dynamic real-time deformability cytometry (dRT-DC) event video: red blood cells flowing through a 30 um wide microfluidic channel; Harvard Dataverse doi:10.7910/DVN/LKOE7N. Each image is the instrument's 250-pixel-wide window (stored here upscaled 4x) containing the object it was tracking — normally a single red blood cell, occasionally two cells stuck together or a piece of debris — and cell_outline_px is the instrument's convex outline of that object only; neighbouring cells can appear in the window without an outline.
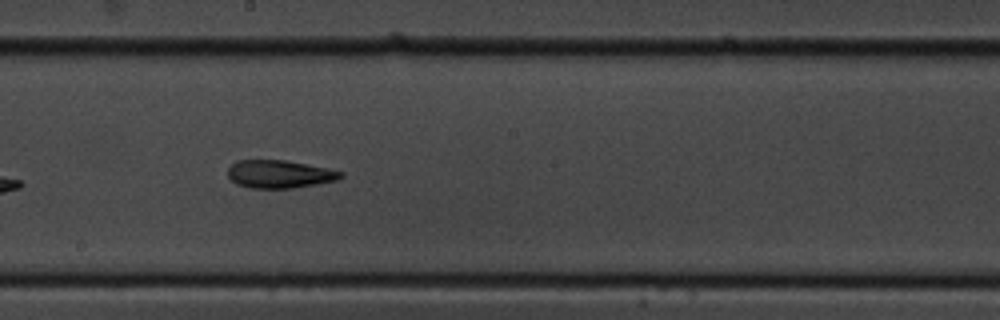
{"species": "common noctule bat (a hibernating species)", "species_latin": "Nyctalus noctula", "temperature_condition": "cold", "stored_images_in_passage": 17, "camera_frame_rate_fps": 3000, "um_per_image_px": 0.085, "animal": {"sex": "male", "body_mass_g": 19.5, "forearm_length_mm": 54.6}, "frame": {"image": 1, "passage_image": 10, "time_ms": 10.667, "image_size_px": [1000, 320], "cell_outline_px": [[344, 176], [336, 180], [316, 184], [292, 188], [248, 188], [236, 184], [228, 176], [228, 168], [236, 160], [284, 160], [328, 168], [344, 172]], "centroid_in_image_um": [23.75, 14.8], "position_along_channel_um": 224.5, "area_um2": 18.38}}
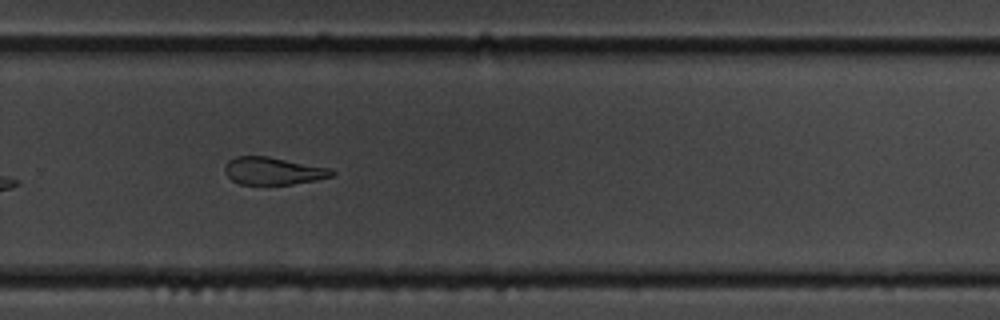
{"frame": {"image": 2, "passage_image": 12, "time_ms": 13.0, "image_size_px": [1000, 320], "cell_outline_px": [[336, 172], [332, 176], [316, 180], [292, 184], [240, 184], [232, 180], [224, 172], [224, 168], [228, 160], [236, 156], [268, 156], [332, 168]], "centroid_in_image_um": [23.23, 14.52], "position_along_channel_um": 306.6, "area_um2": 17.22}}
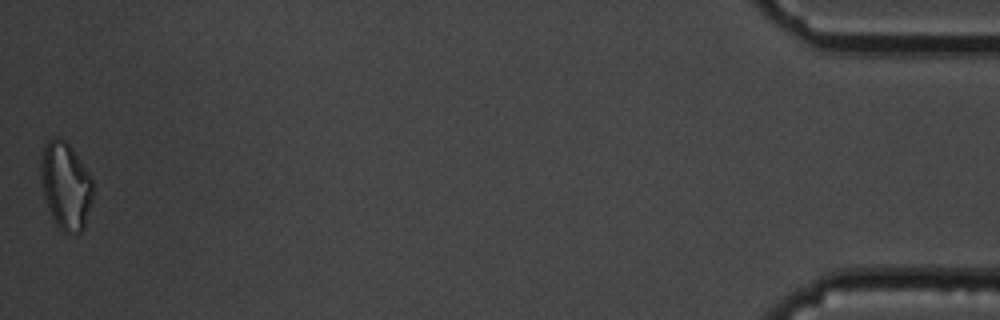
{"frame": {"image": 3, "passage_image": 17, "time_ms": 19.0, "image_size_px": [1000, 320], "cell_outline_px": [[92, 200], [84, 228], [80, 232], [64, 232], [56, 224], [48, 208], [44, 196], [40, 176], [40, 160], [44, 144], [52, 136], [56, 136], [64, 140], [72, 148], [88, 172], [92, 180]], "centroid_in_image_um": [5.56, 15.75], "position_along_channel_um": 429.6, "area_um2": 26.41}, "authors_computed_cell_mechanics": {"area_um2": 26.4146, "velocity_mm_per_s": 3.5166, "shape_relaxation_time_tau1_ms": null, "shape_relaxation_time_tau2_ms": 4.5171, "deformation_change_tau1": null, "deformation_change_tau2": 0.1341}}